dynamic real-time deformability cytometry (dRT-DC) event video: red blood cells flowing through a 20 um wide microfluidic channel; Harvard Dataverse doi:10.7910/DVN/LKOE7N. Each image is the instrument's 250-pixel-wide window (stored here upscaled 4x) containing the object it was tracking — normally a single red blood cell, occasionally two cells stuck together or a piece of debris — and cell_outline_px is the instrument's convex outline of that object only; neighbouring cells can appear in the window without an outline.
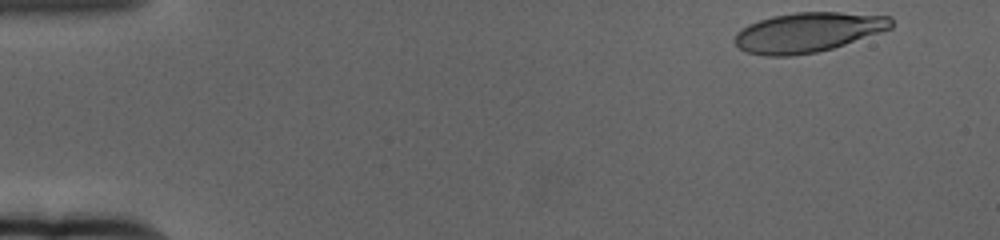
{"species": "human", "species_latin": "Homo sapiens", "temperature_condition": "cold", "stored_images_in_passage": 56, "camera_frame_rate_fps": 3000, "um_per_image_px": 0.085, "donor": {"sex": "female"}, "frame": {"image": 1, "passage_image": 1, "time_ms": 0.0, "image_size_px": [1000, 240], "cell_outline_px": [[892, 28], [832, 48], [816, 52], [788, 56], [764, 56], [748, 52], [740, 48], [736, 44], [736, 32], [748, 24], [772, 16], [796, 12], [840, 12], [892, 16]], "centroid_in_image_um": [68.68, 2.74], "position_along_channel_um": 16.3, "area_um2": 35.95}}
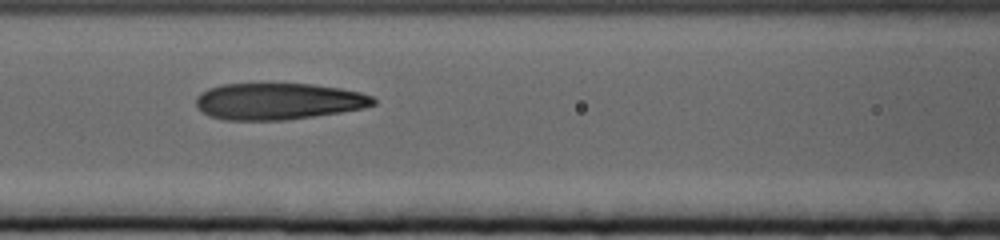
{"frame": {"image": 2, "passage_image": 23, "time_ms": 7.333, "image_size_px": [1000, 240], "cell_outline_px": [[376, 104], [364, 108], [340, 112], [284, 120], [224, 120], [208, 116], [196, 104], [196, 96], [200, 92], [208, 88], [224, 84], [312, 84], [340, 88], [360, 92], [372, 96], [376, 100]], "centroid_in_image_um": [23.65, 8.61], "position_along_channel_um": 143.0, "area_um2": 37.74}}
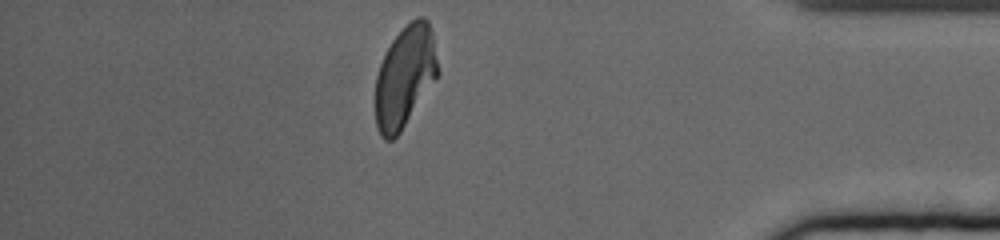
{"frame": {"image": 3, "passage_image": 49, "time_ms": 16.0, "image_size_px": [1000, 240], "cell_outline_px": [[440, 72], [400, 132], [392, 140], [384, 140], [380, 136], [376, 128], [376, 76], [380, 64], [392, 40], [416, 16], [424, 16], [428, 20], [432, 32]], "centroid_in_image_um": [34.42, 6.51], "position_along_channel_um": 400.8, "area_um2": 36.65}, "authors_computed_cell_mechanics": {"area_um2": 38.2347, "velocity_mm_per_s": 3.3672, "shape_relaxation_time_tau1_ms": 4.5014, "shape_relaxation_time_tau2_ms": 1.4019, "deformation_change_tau1": 0.2016, "deformation_change_tau2": 0.0908}}